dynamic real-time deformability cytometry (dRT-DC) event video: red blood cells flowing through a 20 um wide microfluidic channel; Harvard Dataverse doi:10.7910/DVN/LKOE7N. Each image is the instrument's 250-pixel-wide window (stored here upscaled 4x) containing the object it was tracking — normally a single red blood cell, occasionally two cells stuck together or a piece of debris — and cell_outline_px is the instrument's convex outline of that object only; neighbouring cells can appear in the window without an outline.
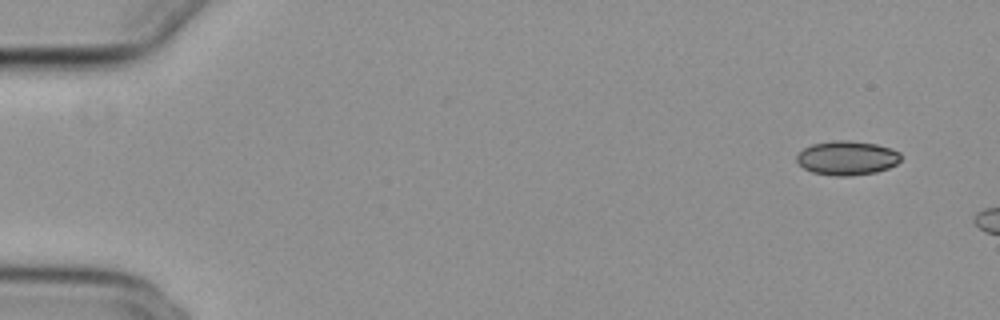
{"species": "common noctule bat (a hibernating species)", "species_latin": "Nyctalus noctula", "temperature_condition": "cold", "stored_images_in_passage": 7, "camera_frame_rate_fps": 3000, "um_per_image_px": 0.085, "animal": {"sex": "female", "body_mass_g": 29.2, "forearm_length_mm": 56.3}, "frame": {"image": 1, "passage_image": 1, "time_ms": 0.0, "image_size_px": [1000, 320], "cell_outline_px": [[900, 160], [896, 164], [888, 168], [876, 172], [848, 176], [836, 176], [812, 172], [804, 168], [796, 160], [796, 156], [804, 148], [812, 144], [836, 140], [848, 140], [876, 144], [892, 148], [900, 152]], "centroid_in_image_um": [72.01, 13.42], "position_along_channel_um": 13.0, "area_um2": 20.69}}